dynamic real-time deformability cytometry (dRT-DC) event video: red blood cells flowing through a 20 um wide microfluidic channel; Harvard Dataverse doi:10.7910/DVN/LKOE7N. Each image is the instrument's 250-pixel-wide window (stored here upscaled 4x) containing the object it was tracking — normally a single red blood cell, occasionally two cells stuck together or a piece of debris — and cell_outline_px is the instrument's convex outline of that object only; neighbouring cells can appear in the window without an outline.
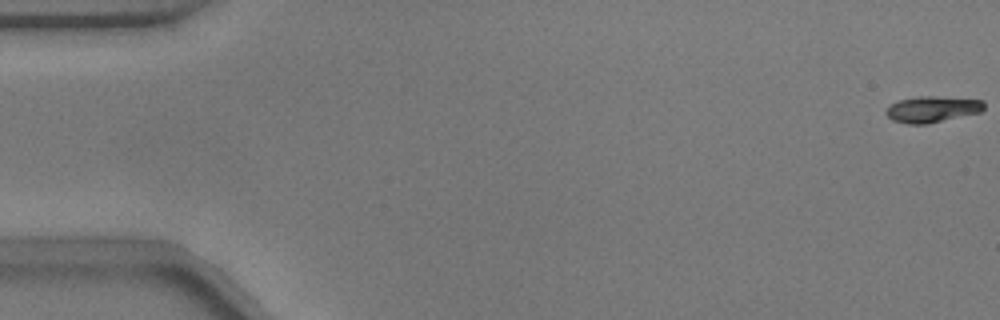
{"species": "common noctule bat (a hibernating species)", "species_latin": "Nyctalus noctula", "temperature_condition": "warm", "stored_images_in_passage": 17, "camera_frame_rate_fps": 3000, "um_per_image_px": 0.085, "animal": {"sex": "male", "body_mass_g": 17.9}, "frame": {"image": 1, "passage_image": 1, "time_ms": 0.0, "image_size_px": [1000, 320], "cell_outline_px": [[984, 108], [980, 112], [928, 124], [908, 124], [892, 120], [884, 112], [892, 104], [900, 100], [920, 96], [932, 96], [984, 100]], "centroid_in_image_um": [79.25, 9.29], "position_along_channel_um": 5.8, "area_um2": 14.8}}